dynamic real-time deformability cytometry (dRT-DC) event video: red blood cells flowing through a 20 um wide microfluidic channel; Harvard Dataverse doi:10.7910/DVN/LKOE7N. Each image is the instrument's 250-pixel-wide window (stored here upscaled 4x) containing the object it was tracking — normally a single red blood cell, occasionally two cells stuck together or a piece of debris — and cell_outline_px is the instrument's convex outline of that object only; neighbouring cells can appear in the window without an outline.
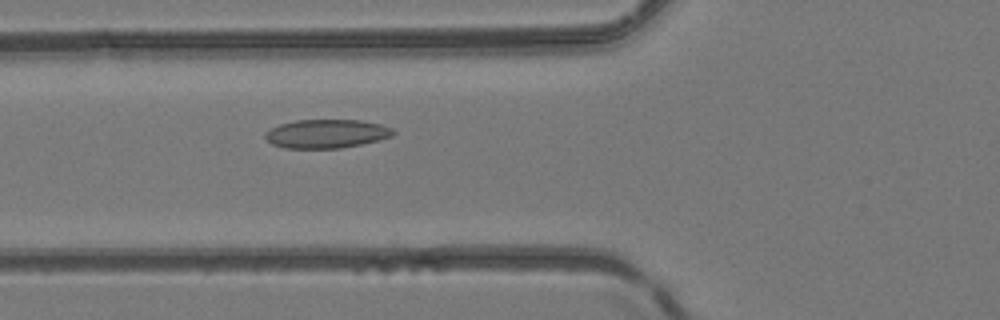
{"species": "common noctule bat (a hibernating species)", "species_latin": "Nyctalus noctula", "temperature_condition": "room temperature", "stored_images_in_passage": 43, "camera_frame_rate_fps": 3000, "um_per_image_px": 0.085, "animal": {"sex": "female", "body_mass_g": 24.6, "forearm_length_mm": 56.2}, "frame": {"image": 1, "passage_image": 14, "time_ms": 4.333, "image_size_px": [1000, 320], "cell_outline_px": [[396, 132], [392, 136], [380, 140], [340, 148], [284, 148], [272, 144], [264, 136], [264, 132], [280, 124], [296, 120], [360, 120], [380, 124], [392, 128]], "centroid_in_image_um": [27.76, 11.36], "position_along_channel_um": 98.0, "area_um2": 21.39}}
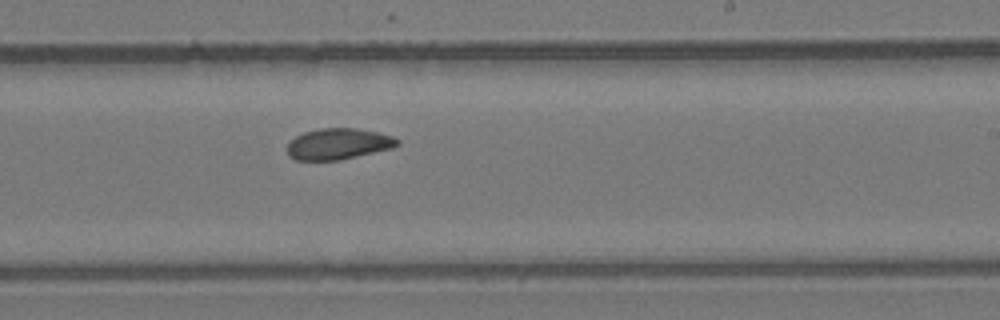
{"frame": {"image": 2, "passage_image": 25, "time_ms": 8.0, "image_size_px": [1000, 320], "cell_outline_px": [[400, 144], [392, 148], [340, 160], [296, 160], [288, 156], [288, 144], [296, 136], [304, 132], [320, 128], [356, 128], [376, 132], [392, 136], [400, 140]], "centroid_in_image_um": [28.76, 12.23], "position_along_channel_um": 260.2, "area_um2": 19.88}}
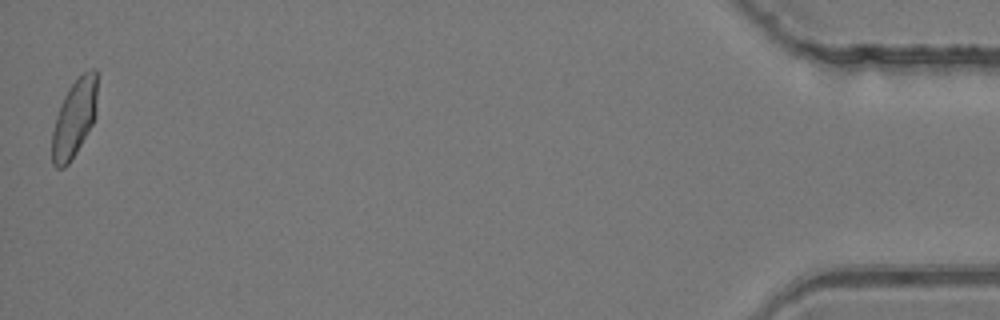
{"frame": {"image": 3, "passage_image": 43, "time_ms": 14.0, "image_size_px": [1000, 320], "cell_outline_px": [[96, 116], [92, 124], [76, 152], [68, 164], [64, 168], [56, 168], [52, 164], [52, 132], [56, 116], [60, 104], [68, 88], [84, 72], [92, 68], [96, 68]], "centroid_in_image_um": [6.3, 10.07], "position_along_channel_um": 428.9, "area_um2": 20.29}}